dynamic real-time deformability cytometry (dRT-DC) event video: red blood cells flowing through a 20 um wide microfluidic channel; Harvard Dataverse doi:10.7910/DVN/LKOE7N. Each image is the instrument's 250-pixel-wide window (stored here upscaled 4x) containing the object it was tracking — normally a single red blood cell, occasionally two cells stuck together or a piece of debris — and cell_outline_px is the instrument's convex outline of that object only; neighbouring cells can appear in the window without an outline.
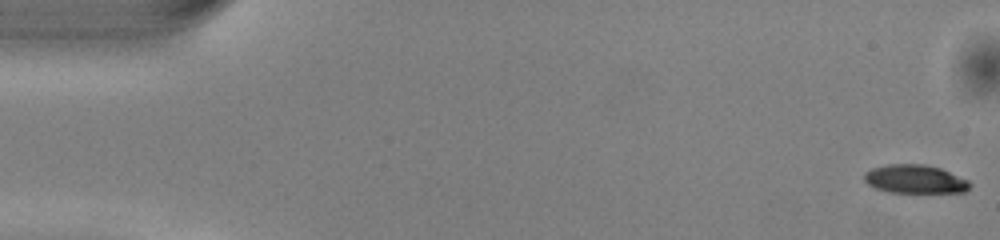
{"species": "common noctule bat (a hibernating species)", "species_latin": "Nyctalus noctula", "temperature_condition": "warm", "stored_images_in_passage": 50, "camera_frame_rate_fps": 3000, "um_per_image_px": 0.085, "animal": {"sex": "male", "body_mass_g": 13.0, "forearm_length_mm": 53.1}, "frame": {"image": 1, "passage_image": 1, "time_ms": 0.0, "image_size_px": [1000, 240], "cell_outline_px": [[972, 184], [964, 192], [888, 192], [876, 188], [868, 184], [864, 180], [864, 172], [872, 168], [888, 164], [924, 164], [940, 168], [968, 180]], "centroid_in_image_um": [77.75, 15.22], "position_along_channel_um": 7.2, "area_um2": 17.46}}
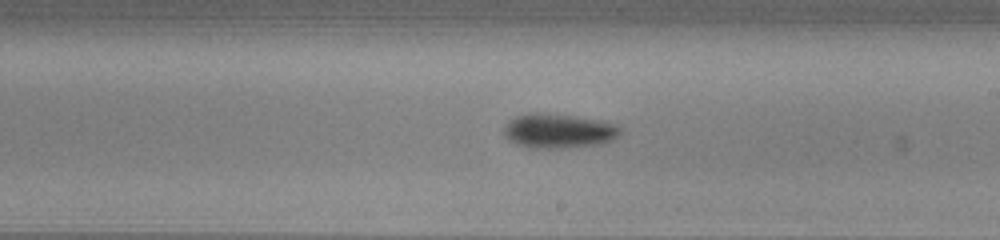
{"frame": {"image": 2, "passage_image": 29, "time_ms": 9.333, "image_size_px": [1000, 240], "cell_outline_px": [[624, 128], [612, 140], [600, 144], [564, 148], [528, 148], [516, 144], [508, 140], [504, 136], [504, 128], [508, 120], [516, 116], [532, 112], [536, 112], [572, 116], [600, 120]], "centroid_in_image_um": [47.43, 11.13], "position_along_channel_um": 241.6, "area_um2": 23.41}}
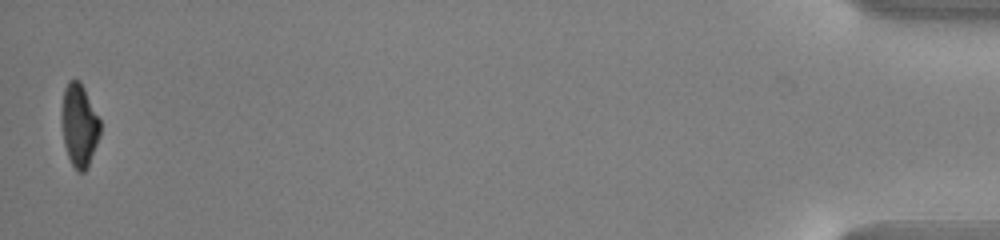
{"frame": {"image": 3, "passage_image": 50, "time_ms": 16.333, "image_size_px": [1000, 240], "cell_outline_px": [[100, 136], [88, 168], [84, 172], [76, 172], [68, 156], [64, 144], [60, 120], [60, 112], [64, 88], [68, 80], [80, 80], [100, 120]], "centroid_in_image_um": [6.71, 10.66], "position_along_channel_um": 428.5, "area_um2": 18.96}, "authors_computed_cell_mechanics": {"area_um2": 20.3745, "velocity_mm_per_s": 4.0818, "shape_relaxation_time_tau1_ms": 2.3336, "shape_relaxation_time_tau2_ms": null, "deformation_change_tau1": 0.1397, "deformation_change_tau2": null}}